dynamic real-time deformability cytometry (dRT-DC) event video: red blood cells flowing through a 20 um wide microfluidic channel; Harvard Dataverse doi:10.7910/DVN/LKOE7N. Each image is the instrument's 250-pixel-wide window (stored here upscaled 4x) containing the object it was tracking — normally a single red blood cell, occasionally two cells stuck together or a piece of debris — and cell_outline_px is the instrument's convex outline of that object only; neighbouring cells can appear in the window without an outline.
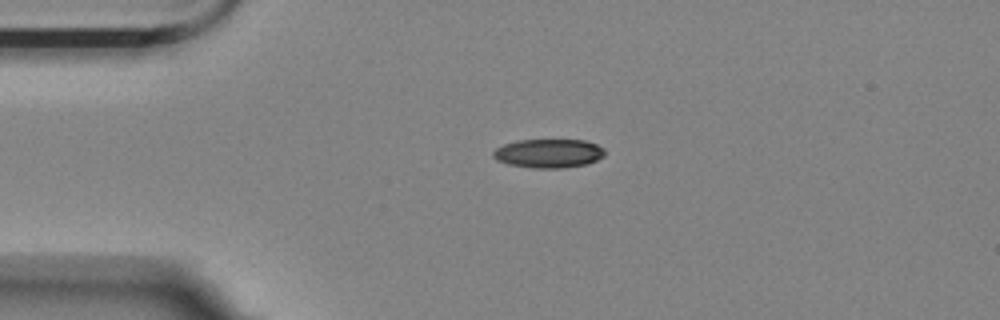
{"species": "Egyptian fruit bat (a non-hibernating species)", "species_latin": "Rousettus aegyptiacus", "temperature_condition": "room temperature", "stored_images_in_passage": 2, "camera_frame_rate_fps": 3000, "um_per_image_px": 0.085, "animal": {"sex": "female"}, "frame": {"image": 1, "passage_image": 1, "time_ms": 0.0, "image_size_px": [1000, 320], "cell_outline_px": [[604, 156], [588, 164], [564, 168], [532, 168], [508, 164], [496, 160], [492, 156], [492, 152], [496, 148], [504, 144], [516, 140], [584, 140], [596, 144], [604, 148]], "centroid_in_image_um": [46.62, 13.04], "position_along_channel_um": 38.4, "area_um2": 18.9}}